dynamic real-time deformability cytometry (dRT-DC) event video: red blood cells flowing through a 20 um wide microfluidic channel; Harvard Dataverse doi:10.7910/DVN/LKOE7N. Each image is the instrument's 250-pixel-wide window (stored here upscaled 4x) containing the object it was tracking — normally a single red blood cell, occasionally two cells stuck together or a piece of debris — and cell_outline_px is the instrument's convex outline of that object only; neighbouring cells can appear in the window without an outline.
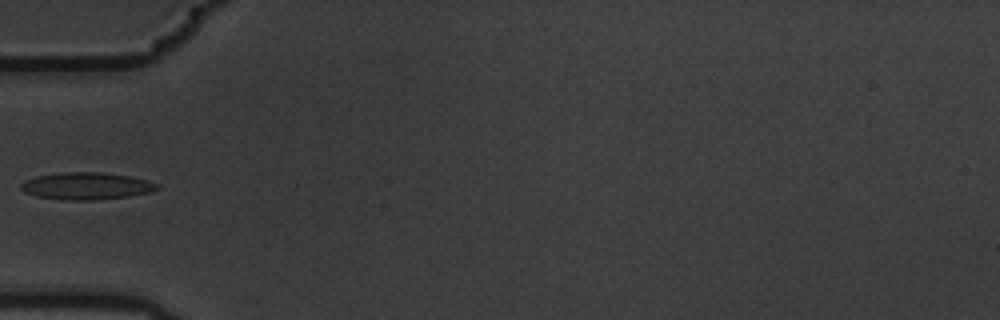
{"species": "common noctule bat (a hibernating species)", "species_latin": "Nyctalus noctula", "temperature_condition": "warm", "stored_images_in_passage": 6, "camera_frame_rate_fps": 3000, "um_per_image_px": 0.085, "animal": {"sex": "male", "body_mass_g": 19.5, "forearm_length_mm": 54.6}, "frame": {"image": 1, "passage_image": 3, "time_ms": 0.667, "image_size_px": [1000, 320], "cell_outline_px": [[160, 188], [148, 192], [128, 196], [92, 200], [68, 200], [36, 196], [24, 192], [20, 188], [20, 184], [24, 180], [36, 176], [64, 172], [100, 172], [132, 176], [148, 180], [156, 184]], "centroid_in_image_um": [7.31, 15.8], "position_along_channel_um": 77.7, "area_um2": 21.44}}
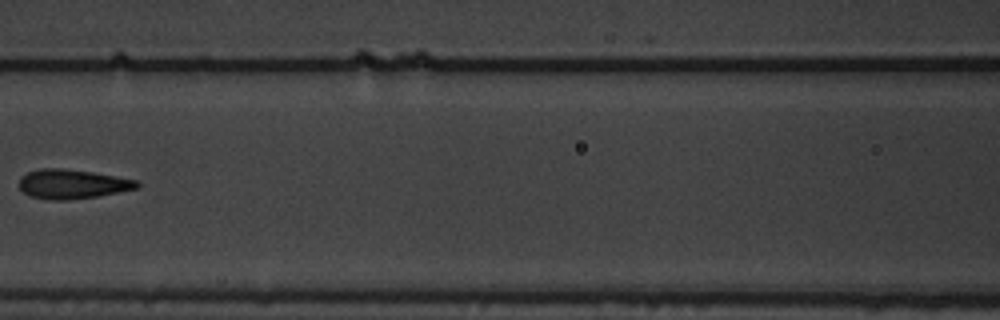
{"frame": {"image": 2, "passage_image": 5, "time_ms": 1.333, "image_size_px": [1000, 320], "cell_outline_px": [[140, 184], [136, 188], [96, 196], [64, 200], [48, 200], [32, 196], [24, 192], [20, 188], [20, 176], [28, 172], [40, 168], [64, 168], [92, 172], [136, 180]], "centroid_in_image_um": [6.09, 15.63], "position_along_channel_um": 160.5, "area_um2": 19.83}}
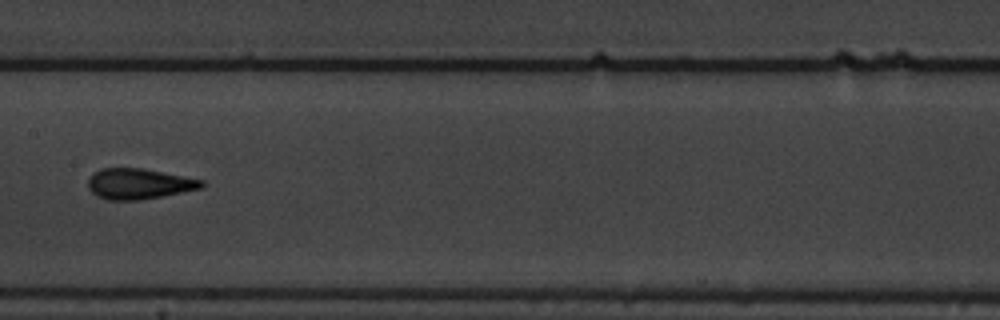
{"frame": {"image": 3, "passage_image": 6, "time_ms": 1.667, "image_size_px": [1000, 320], "cell_outline_px": [[204, 184], [200, 188], [140, 200], [108, 200], [96, 196], [88, 188], [88, 180], [100, 168], [144, 168], [204, 180]], "centroid_in_image_um": [11.78, 15.62], "position_along_channel_um": 195.6, "area_um2": 20.06}}